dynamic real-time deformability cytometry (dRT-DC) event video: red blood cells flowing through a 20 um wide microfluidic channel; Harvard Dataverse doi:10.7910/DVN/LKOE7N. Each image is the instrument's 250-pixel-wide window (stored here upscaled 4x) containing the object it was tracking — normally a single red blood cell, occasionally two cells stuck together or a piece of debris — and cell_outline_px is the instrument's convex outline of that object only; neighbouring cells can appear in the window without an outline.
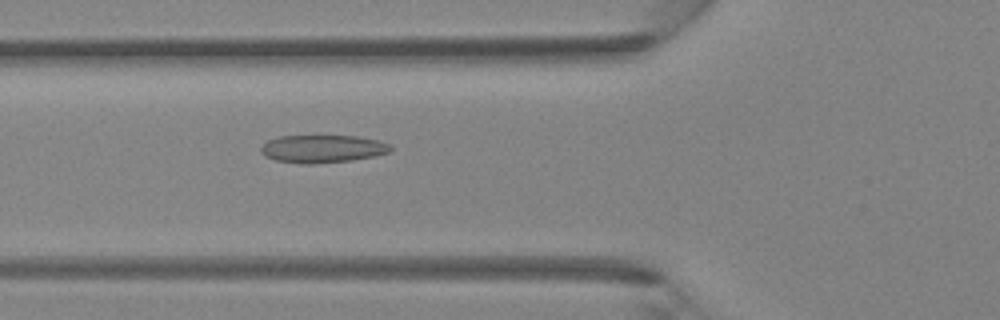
{"species": "Egyptian fruit bat (a non-hibernating species)", "species_latin": "Rousettus aegyptiacus", "temperature_condition": "room temperature", "stored_images_in_passage": 42, "camera_frame_rate_fps": 3000, "um_per_image_px": 0.085, "animal": {"sex": "female"}, "frame": {"image": 1, "passage_image": 13, "time_ms": 4.0, "image_size_px": [1000, 320], "cell_outline_px": [[392, 152], [376, 156], [352, 160], [312, 164], [300, 164], [276, 160], [264, 156], [260, 152], [260, 148], [268, 140], [280, 136], [356, 136], [376, 140], [388, 144], [392, 148]], "centroid_in_image_um": [27.4, 12.66], "position_along_channel_um": 98.4, "area_um2": 21.04}}
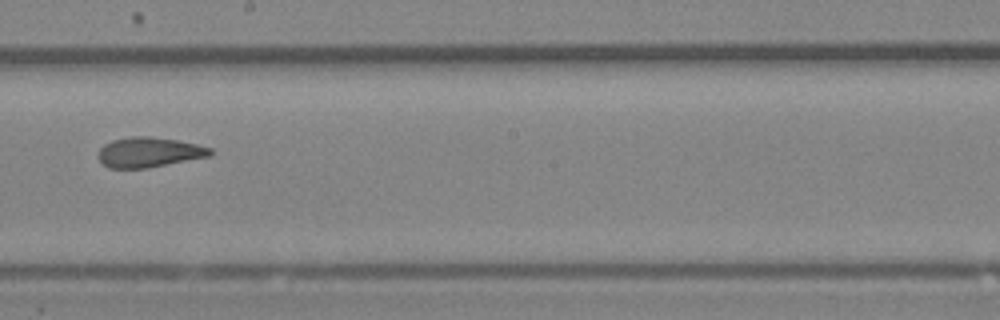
{"frame": {"image": 2, "passage_image": 22, "time_ms": 7.0, "image_size_px": [1000, 320], "cell_outline_px": [[212, 156], [148, 168], [108, 168], [96, 156], [100, 148], [104, 144], [112, 140], [132, 136], [148, 136], [176, 140], [196, 144], [212, 148]], "centroid_in_image_um": [12.67, 12.94], "position_along_channel_um": 235.5, "area_um2": 19.71}}
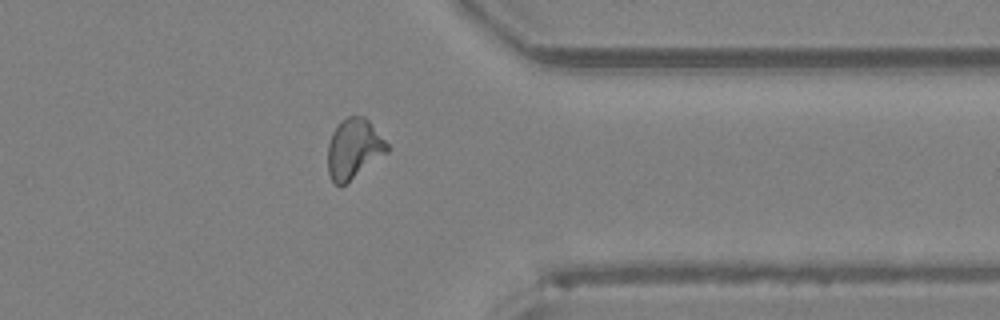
{"frame": {"image": 3, "passage_image": 32, "time_ms": 10.333, "image_size_px": [1000, 320], "cell_outline_px": [[388, 152], [340, 188], [332, 180], [328, 172], [328, 144], [332, 132], [348, 116], [364, 116], [368, 120], [388, 144]], "centroid_in_image_um": [30.07, 12.67], "position_along_channel_um": 381.3, "area_um2": 20.46}}